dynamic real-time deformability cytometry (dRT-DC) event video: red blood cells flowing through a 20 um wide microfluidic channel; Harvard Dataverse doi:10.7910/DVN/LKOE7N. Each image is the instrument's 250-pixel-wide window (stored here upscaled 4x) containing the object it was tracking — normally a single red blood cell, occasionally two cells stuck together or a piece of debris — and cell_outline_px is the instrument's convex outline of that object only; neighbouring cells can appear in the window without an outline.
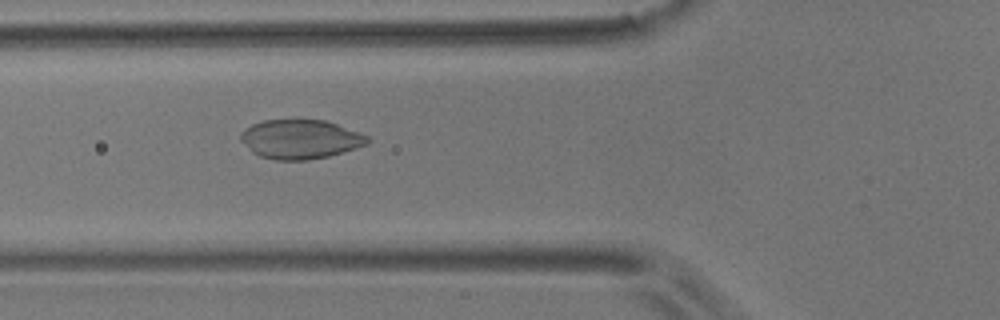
{"species": "common noctule bat (a hibernating species)", "species_latin": "Nyctalus noctula", "temperature_condition": "room temperature", "stored_images_in_passage": 4, "camera_frame_rate_fps": 3000, "um_per_image_px": 0.085, "animal": {"sex": "male", "body_mass_g": 17.9}, "frame": {"image": 1, "passage_image": 4, "time_ms": 3.333, "image_size_px": [1000, 320], "cell_outline_px": [[372, 140], [368, 144], [356, 148], [328, 156], [308, 160], [276, 160], [260, 156], [252, 152], [240, 140], [240, 132], [244, 128], [252, 124], [264, 120], [324, 120], [360, 132], [368, 136]], "centroid_in_image_um": [25.52, 11.83], "position_along_channel_um": 100.3, "area_um2": 29.02}}